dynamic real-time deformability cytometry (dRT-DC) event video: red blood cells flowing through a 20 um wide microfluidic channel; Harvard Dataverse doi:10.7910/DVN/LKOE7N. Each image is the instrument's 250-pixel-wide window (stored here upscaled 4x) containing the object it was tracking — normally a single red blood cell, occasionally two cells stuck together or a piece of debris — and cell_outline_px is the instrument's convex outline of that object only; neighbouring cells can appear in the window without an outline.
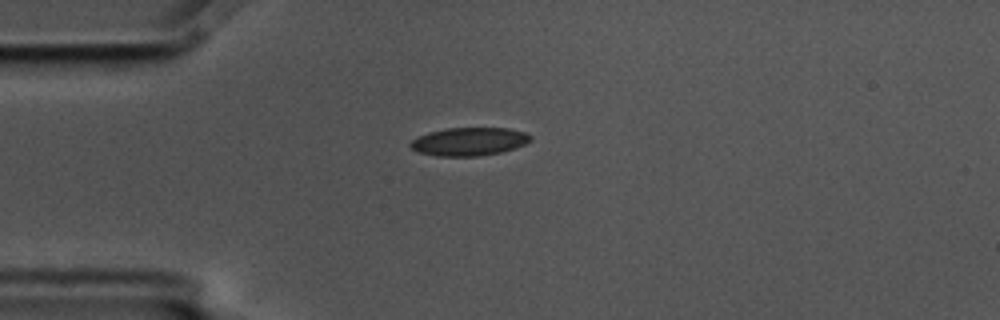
{"species": "common noctule bat (a hibernating species)", "species_latin": "Nyctalus noctula", "temperature_condition": "cold", "stored_images_in_passage": 35, "camera_frame_rate_fps": 3000, "um_per_image_px": 0.085, "animal": {"sex": "male", "body_mass_g": 17.5, "forearm_length_mm": 52.3}, "frame": {"image": 1, "passage_image": 1, "time_ms": 0.0, "image_size_px": [1000, 320], "cell_outline_px": [[532, 140], [516, 148], [500, 152], [476, 156], [436, 156], [420, 152], [412, 148], [408, 144], [412, 140], [428, 132], [448, 128], [508, 128], [524, 132], [532, 136]], "centroid_in_image_um": [39.89, 12.03], "position_along_channel_um": 45.1, "area_um2": 19.59}}
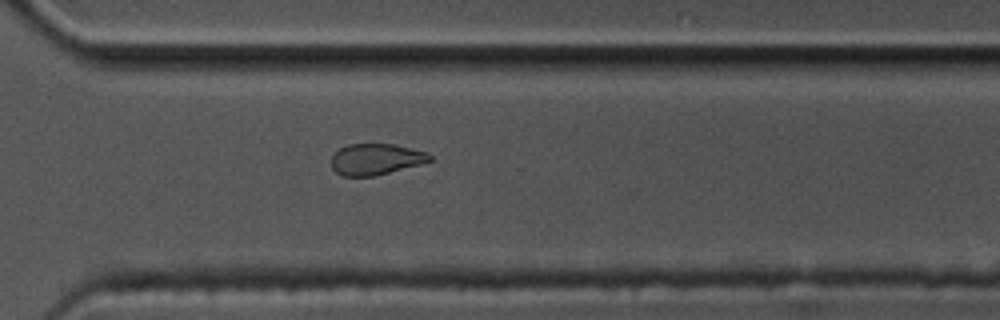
{"frame": {"image": 2, "passage_image": 27, "time_ms": 8.667, "image_size_px": [1000, 320], "cell_outline_px": [[432, 160], [420, 164], [372, 176], [344, 176], [336, 172], [332, 168], [332, 156], [340, 148], [348, 144], [396, 144], [428, 152], [432, 156]], "centroid_in_image_um": [31.96, 13.52], "position_along_channel_um": 338.6, "area_um2": 17.74}}
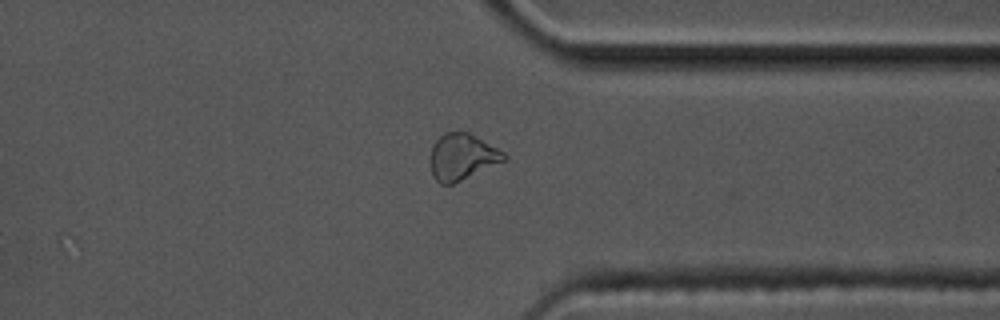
{"frame": {"image": 3, "passage_image": 30, "time_ms": 9.667, "image_size_px": [1000, 320], "cell_outline_px": [[508, 160], [452, 184], [440, 184], [432, 176], [428, 160], [432, 144], [444, 132], [468, 132], [504, 152], [508, 156]], "centroid_in_image_um": [39.25, 13.34], "position_along_channel_um": 372.2, "area_um2": 20.17}, "authors_computed_cell_mechanics": {"area_um2": 19.4786, "velocity_mm_per_s": 3.574, "shape_relaxation_time_tau1_ms": 5.4772, "shape_relaxation_time_tau2_ms": 5.8353, "deformation_change_tau1": 0.1044, "deformation_change_tau2": 0.1155}}